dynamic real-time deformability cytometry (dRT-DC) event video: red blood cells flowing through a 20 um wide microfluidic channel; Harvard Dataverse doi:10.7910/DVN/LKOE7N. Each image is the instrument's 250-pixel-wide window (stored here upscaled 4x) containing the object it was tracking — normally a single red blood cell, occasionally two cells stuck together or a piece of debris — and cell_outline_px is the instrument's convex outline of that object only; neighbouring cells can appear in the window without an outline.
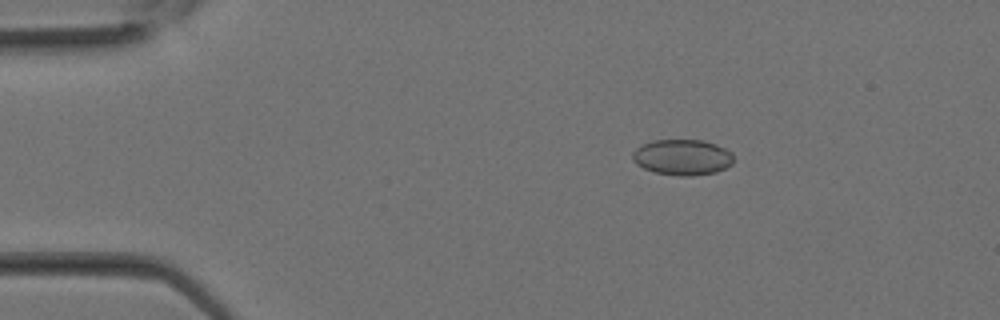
{"species": "Egyptian fruit bat (a non-hibernating species)", "species_latin": "Rousettus aegyptiacus", "temperature_condition": "room temperature", "stored_images_in_passage": 11, "camera_frame_rate_fps": 3000, "um_per_image_px": 0.085, "animal": {"sex": "female"}, "frame": {"image": 1, "passage_image": 1, "time_ms": 0.0, "image_size_px": [1000, 320], "cell_outline_px": [[732, 164], [716, 172], [692, 176], [680, 176], [656, 172], [644, 168], [636, 164], [632, 160], [632, 152], [636, 148], [652, 140], [704, 140], [716, 144], [732, 152]], "centroid_in_image_um": [57.99, 13.36], "position_along_channel_um": 27.0, "area_um2": 21.04}}
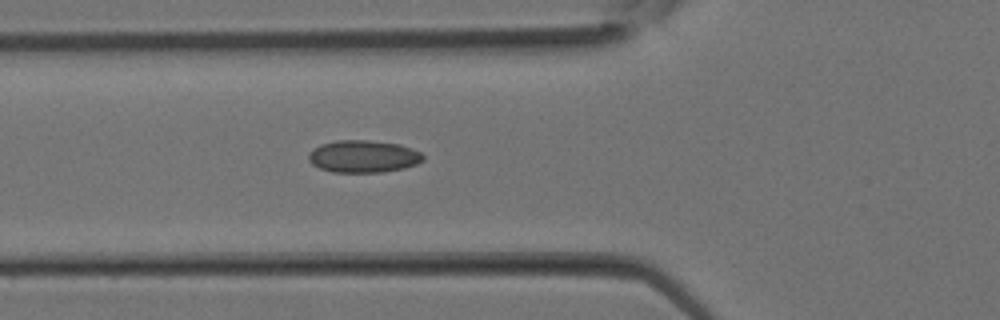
{"frame": {"image": 2, "passage_image": 7, "time_ms": 2.0, "image_size_px": [1000, 320], "cell_outline_px": [[424, 160], [416, 164], [404, 168], [384, 172], [332, 172], [320, 168], [312, 164], [308, 160], [308, 152], [312, 148], [320, 144], [336, 140], [368, 140], [400, 144], [420, 152], [424, 156]], "centroid_in_image_um": [30.85, 13.29], "position_along_channel_um": 94.9, "area_um2": 21.73}}
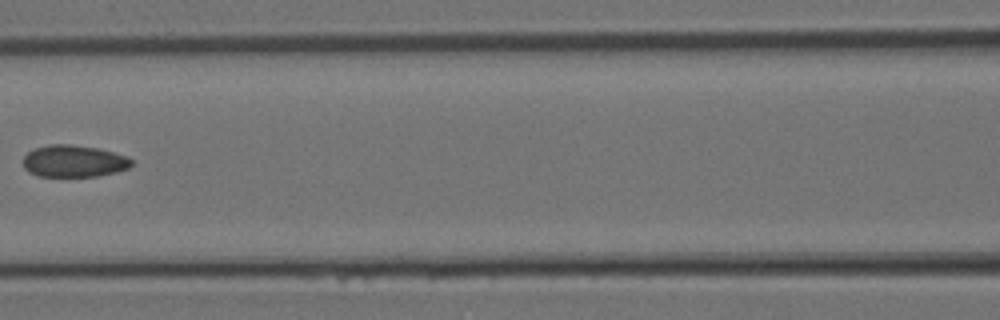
{"frame": {"image": 3, "passage_image": 10, "time_ms": 3.0, "image_size_px": [1000, 320], "cell_outline_px": [[132, 164], [128, 168], [116, 172], [96, 176], [40, 176], [28, 172], [24, 168], [24, 156], [28, 152], [36, 148], [48, 144], [72, 144], [100, 148], [128, 156], [132, 160]], "centroid_in_image_um": [6.29, 13.68], "position_along_channel_um": 160.3, "area_um2": 20.29}}